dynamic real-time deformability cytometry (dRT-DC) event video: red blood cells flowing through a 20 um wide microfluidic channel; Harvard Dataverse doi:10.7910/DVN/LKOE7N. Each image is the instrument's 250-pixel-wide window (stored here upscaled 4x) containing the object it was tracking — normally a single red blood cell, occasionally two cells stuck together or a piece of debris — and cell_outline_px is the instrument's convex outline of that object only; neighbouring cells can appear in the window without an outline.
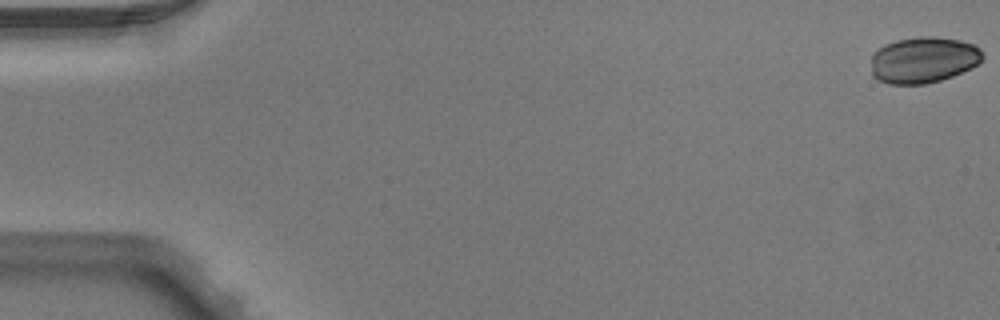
{"species": "Egyptian fruit bat (a non-hibernating species)", "species_latin": "Rousettus aegyptiacus", "temperature_condition": "warm", "stored_images_in_passage": 5, "camera_frame_rate_fps": 3000, "um_per_image_px": 0.085, "animal": {"sex": "male"}, "frame": {"image": 1, "passage_image": 1, "time_ms": 0.0, "image_size_px": [1000, 320], "cell_outline_px": [[984, 56], [976, 64], [952, 76], [940, 80], [924, 84], [888, 84], [876, 80], [872, 76], [872, 56], [884, 44], [896, 40], [920, 36], [932, 36], [960, 40], [972, 44], [980, 48]], "centroid_in_image_um": [78.45, 5.09], "position_along_channel_um": 6.5, "area_um2": 29.88}}
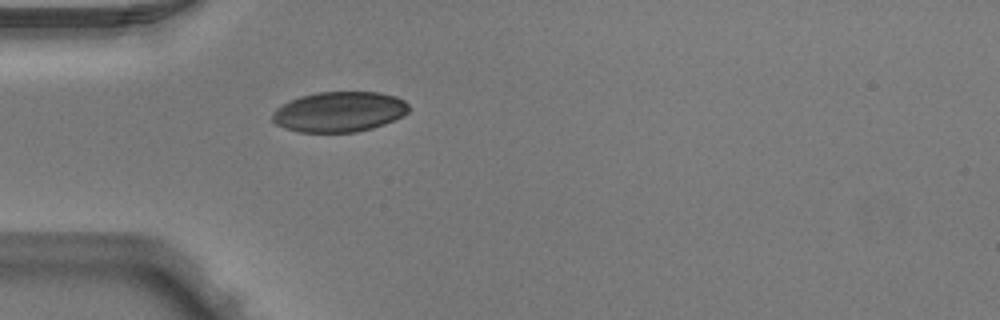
{"frame": {"image": 2, "passage_image": 5, "time_ms": 1.333, "image_size_px": [1000, 320], "cell_outline_px": [[408, 112], [404, 116], [384, 124], [372, 128], [356, 132], [300, 132], [276, 124], [272, 120], [272, 116], [276, 108], [288, 100], [300, 96], [316, 92], [380, 92], [396, 96], [404, 100], [408, 104]], "centroid_in_image_um": [28.85, 9.49], "position_along_channel_um": 56.1, "area_um2": 32.08}}